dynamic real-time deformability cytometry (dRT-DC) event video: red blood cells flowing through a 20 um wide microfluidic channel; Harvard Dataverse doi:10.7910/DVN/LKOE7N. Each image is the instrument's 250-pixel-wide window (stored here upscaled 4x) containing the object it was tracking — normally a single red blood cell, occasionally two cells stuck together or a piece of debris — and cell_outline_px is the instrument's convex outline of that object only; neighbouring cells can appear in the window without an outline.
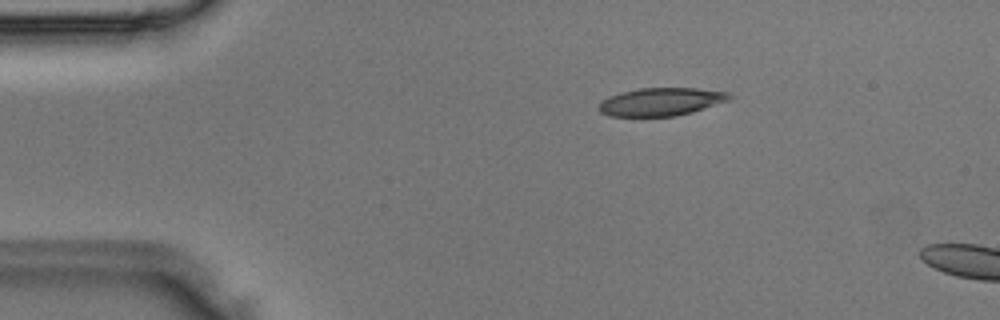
{"species": "Egyptian fruit bat (a non-hibernating species)", "species_latin": "Rousettus aegyptiacus", "temperature_condition": "room temperature", "stored_images_in_passage": 4, "camera_frame_rate_fps": 3000, "um_per_image_px": 0.085, "animal": {"sex": "male"}, "frame": {"image": 1, "passage_image": 1, "time_ms": 0.0, "image_size_px": [1000, 320], "cell_outline_px": [[732, 96], [728, 100], [692, 112], [676, 116], [608, 116], [600, 112], [600, 104], [604, 100], [620, 92], [640, 88], [696, 88], [728, 92]], "centroid_in_image_um": [56.2, 8.65], "position_along_channel_um": 28.8, "area_um2": 20.98}}